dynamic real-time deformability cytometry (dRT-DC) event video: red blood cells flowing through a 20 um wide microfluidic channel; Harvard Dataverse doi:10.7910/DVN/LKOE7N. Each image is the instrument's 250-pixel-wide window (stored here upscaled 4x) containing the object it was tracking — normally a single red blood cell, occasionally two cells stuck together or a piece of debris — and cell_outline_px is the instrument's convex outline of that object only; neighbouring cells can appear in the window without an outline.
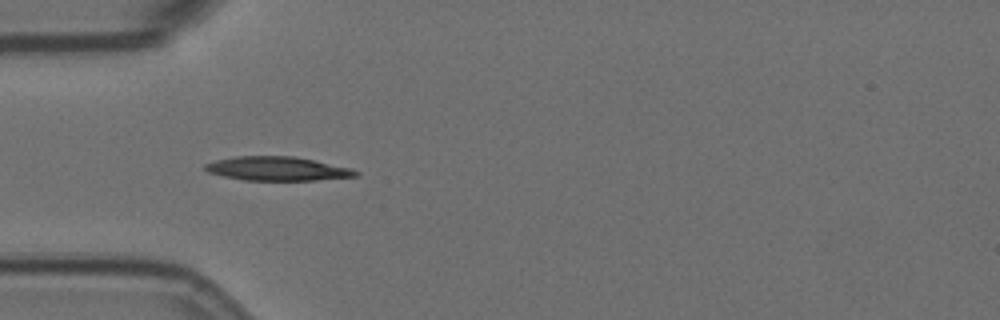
{"species": "Egyptian fruit bat (a non-hibernating species)", "species_latin": "Rousettus aegyptiacus", "temperature_condition": "room temperature", "stored_images_in_passage": 31, "camera_frame_rate_fps": 3000, "um_per_image_px": 0.085, "animal": {"sex": "female"}, "frame": {"image": 1, "passage_image": 1, "time_ms": 0.0, "image_size_px": [1000, 320], "cell_outline_px": [[360, 172], [356, 176], [316, 180], [244, 180], [224, 176], [208, 172], [204, 168], [204, 164], [216, 160], [236, 156], [296, 156], [352, 168]], "centroid_in_image_um": [23.59, 14.33], "position_along_channel_um": 61.4, "area_um2": 20.98}}
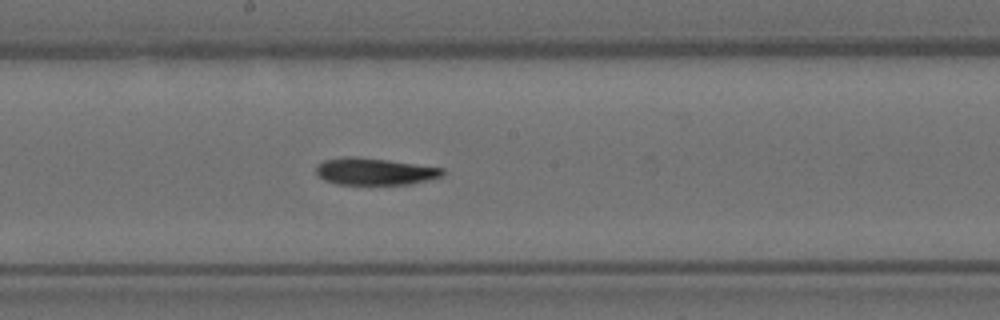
{"frame": {"image": 2, "passage_image": 14, "time_ms": 4.333, "image_size_px": [1000, 320], "cell_outline_px": [[444, 176], [408, 184], [336, 184], [324, 180], [316, 176], [316, 164], [324, 160], [348, 156], [352, 156], [388, 160], [444, 168]], "centroid_in_image_um": [31.8, 14.57], "position_along_channel_um": 216.4, "area_um2": 19.88}}
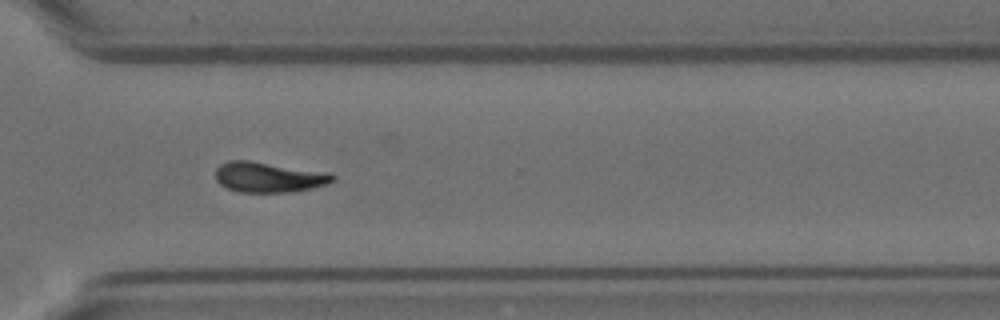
{"frame": {"image": 3, "passage_image": 25, "time_ms": 8.0, "image_size_px": [1000, 320], "cell_outline_px": [[336, 180], [328, 184], [296, 192], [240, 192], [228, 188], [220, 184], [216, 180], [216, 168], [220, 164], [228, 160], [248, 160], [328, 172], [336, 176]], "centroid_in_image_um": [22.87, 15.06], "position_along_channel_um": 347.7, "area_um2": 20.87}, "authors_computed_cell_mechanics": {"area_um2": 20.4612, "velocity_mm_per_s": 3.5968, "shape_relaxation_time_tau1_ms": 9.5952, "shape_relaxation_time_tau2_ms": 7.9202, "deformation_change_tau1": 0.2157, "deformation_change_tau2": 0.1456}}